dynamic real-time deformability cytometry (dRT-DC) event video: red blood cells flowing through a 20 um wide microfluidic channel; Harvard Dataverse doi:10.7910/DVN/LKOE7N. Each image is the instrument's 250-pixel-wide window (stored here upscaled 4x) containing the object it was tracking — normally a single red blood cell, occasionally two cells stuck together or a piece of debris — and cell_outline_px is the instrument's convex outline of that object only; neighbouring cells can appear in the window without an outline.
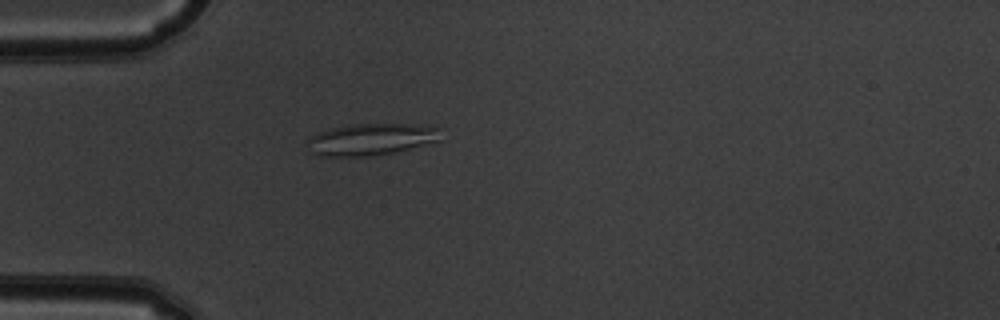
{"species": "common noctule bat (a hibernating species)", "species_latin": "Nyctalus noctula", "temperature_condition": "warm", "stored_images_in_passage": 44, "camera_frame_rate_fps": 3000, "um_per_image_px": 0.085, "animal": {"sex": "male", "body_mass_g": 19.5, "forearm_length_mm": 54.6}, "frame": {"image": 1, "passage_image": 8, "time_ms": 2.333, "image_size_px": [1000, 320], "cell_outline_px": [[440, 140], [396, 152], [368, 156], [320, 156], [308, 152], [304, 144], [304, 140], [320, 132], [332, 128], [352, 124], [404, 124], [436, 128]], "centroid_in_image_um": [31.39, 11.87], "position_along_channel_um": 53.6, "area_um2": 24.51}}
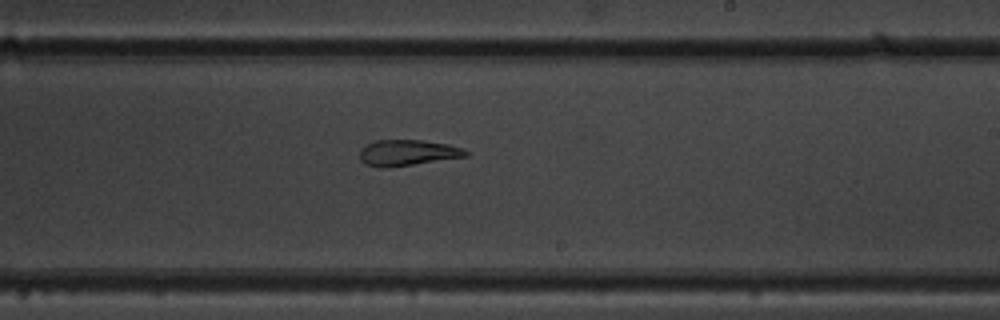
{"frame": {"image": 2, "passage_image": 24, "time_ms": 7.667, "image_size_px": [1000, 320], "cell_outline_px": [[468, 156], [384, 168], [380, 168], [364, 164], [360, 160], [360, 148], [364, 144], [376, 140], [420, 140], [448, 144], [460, 148], [468, 152]], "centroid_in_image_um": [34.56, 12.98], "position_along_channel_um": 254.4, "area_um2": 15.95}}
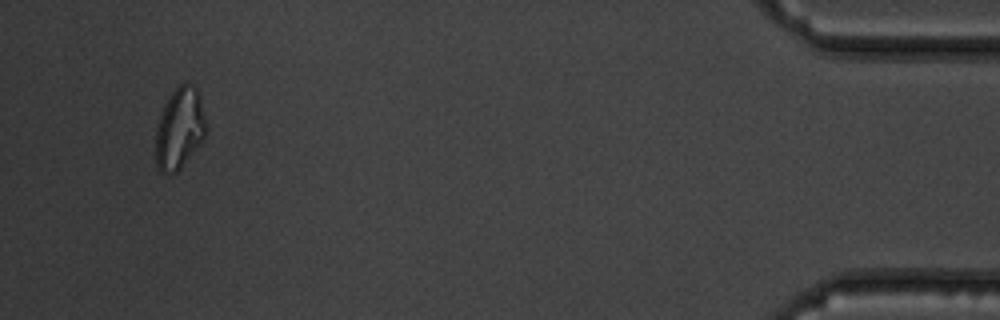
{"frame": {"image": 3, "passage_image": 42, "time_ms": 13.667, "image_size_px": [1000, 320], "cell_outline_px": [[204, 136], [180, 168], [176, 172], [160, 172], [156, 168], [156, 128], [164, 104], [172, 92], [180, 84], [192, 84], [196, 88], [200, 100], [204, 116]], "centroid_in_image_um": [15.21, 10.92], "position_along_channel_um": 420.0, "area_um2": 23.0}, "authors_computed_cell_mechanics": {"area_um2": 19.652, "velocity_mm_per_s": 3.9511, "shape_relaxation_time_tau1_ms": null, "shape_relaxation_time_tau2_ms": 3.5165, "deformation_change_tau1": null, "deformation_change_tau2": 0.0937}}